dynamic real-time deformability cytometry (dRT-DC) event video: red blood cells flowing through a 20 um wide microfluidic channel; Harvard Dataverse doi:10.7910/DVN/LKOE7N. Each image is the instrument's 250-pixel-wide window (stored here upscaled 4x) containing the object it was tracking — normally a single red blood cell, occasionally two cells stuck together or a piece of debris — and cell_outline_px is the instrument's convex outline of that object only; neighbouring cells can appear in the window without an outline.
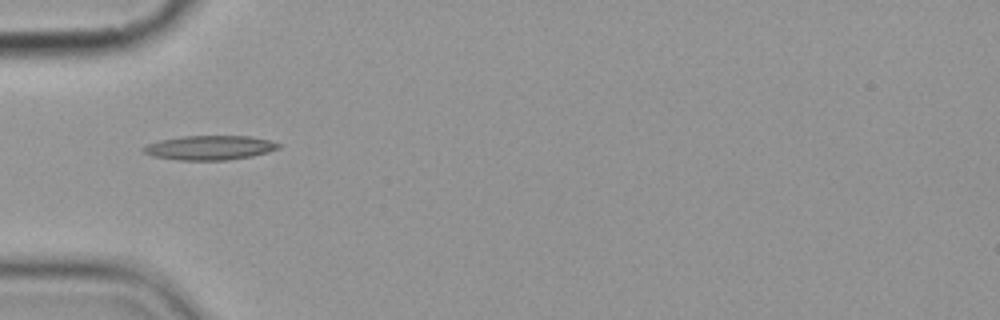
{"species": "common noctule bat (a hibernating species)", "species_latin": "Nyctalus noctula", "temperature_condition": "cold", "stored_images_in_passage": 15, "camera_frame_rate_fps": 3000, "um_per_image_px": 0.085, "animal": {"sex": "female", "body_mass_g": 19.9}, "frame": {"image": 1, "passage_image": 5, "time_ms": 5.667, "image_size_px": [1000, 320], "cell_outline_px": [[280, 148], [268, 152], [252, 156], [228, 160], [180, 160], [152, 156], [144, 152], [140, 148], [148, 144], [160, 140], [184, 136], [248, 136], [268, 140], [280, 144]], "centroid_in_image_um": [17.81, 12.56], "position_along_channel_um": 67.2, "area_um2": 19.07}}
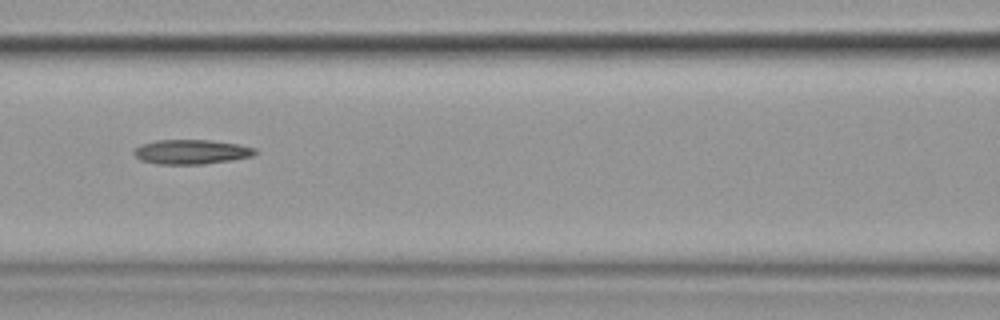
{"frame": {"image": 2, "passage_image": 7, "time_ms": 8.0, "image_size_px": [1000, 320], "cell_outline_px": [[256, 152], [252, 156], [232, 160], [204, 164], [156, 164], [140, 160], [132, 152], [140, 144], [156, 140], [208, 140], [240, 144], [256, 148]], "centroid_in_image_um": [16.25, 12.91], "position_along_channel_um": 150.4, "area_um2": 17.4}}
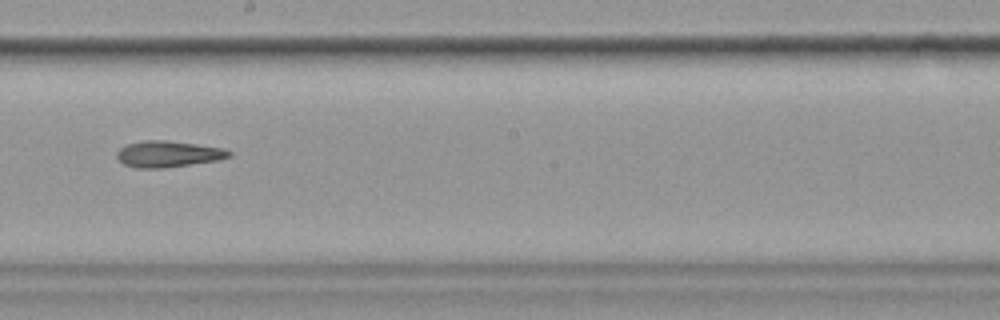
{"frame": {"image": 3, "passage_image": 9, "time_ms": 10.333, "image_size_px": [1000, 320], "cell_outline_px": [[232, 156], [220, 160], [160, 168], [136, 168], [124, 164], [116, 156], [116, 152], [120, 148], [128, 144], [144, 140], [168, 140], [224, 148], [232, 152]], "centroid_in_image_um": [14.31, 13.08], "position_along_channel_um": 233.9, "area_um2": 17.17}, "authors_computed_cell_mechanics": {"area_um2": 18.496, "velocity_mm_per_s": 3.6071, "shape_relaxation_time_tau1_ms": null, "shape_relaxation_time_tau2_ms": 8.3918, "deformation_change_tau1": null, "deformation_change_tau2": 0.201}}